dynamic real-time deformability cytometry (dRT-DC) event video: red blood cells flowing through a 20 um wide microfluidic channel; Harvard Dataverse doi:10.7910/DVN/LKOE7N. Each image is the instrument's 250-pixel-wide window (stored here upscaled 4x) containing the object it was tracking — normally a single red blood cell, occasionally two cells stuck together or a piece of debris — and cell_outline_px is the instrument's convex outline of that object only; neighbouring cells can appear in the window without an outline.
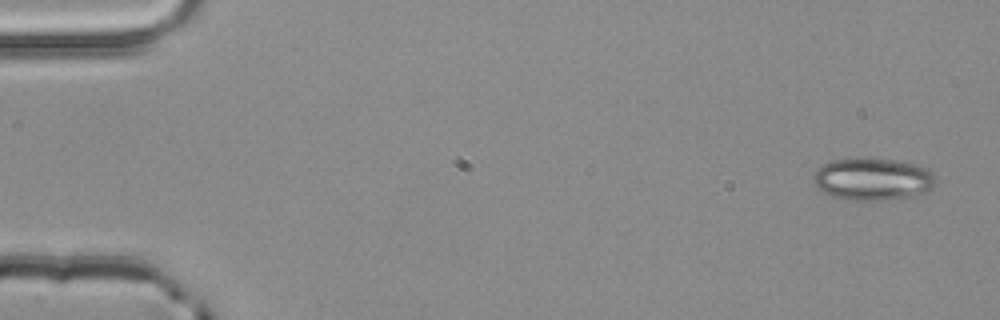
{"species": "common noctule bat (a hibernating species)", "species_latin": "Nyctalus noctula", "temperature_condition": "room temperature", "stored_images_in_passage": 6, "camera_frame_rate_fps": 3000, "um_per_image_px": 0.085, "animal": {"sex": "male", "body_mass_g": 20.4}, "frame": {"image": 1, "passage_image": 6, "time_ms": 1.667, "image_size_px": [1000, 320], "cell_outline_px": [[936, 184], [932, 188], [916, 196], [888, 200], [844, 200], [832, 196], [824, 192], [812, 180], [812, 172], [816, 168], [832, 160], [856, 156], [892, 160], [916, 164], [928, 168], [932, 172], [936, 180]], "centroid_in_image_um": [74.17, 15.21], "position_along_channel_um": 10.8, "area_um2": 30.87}}